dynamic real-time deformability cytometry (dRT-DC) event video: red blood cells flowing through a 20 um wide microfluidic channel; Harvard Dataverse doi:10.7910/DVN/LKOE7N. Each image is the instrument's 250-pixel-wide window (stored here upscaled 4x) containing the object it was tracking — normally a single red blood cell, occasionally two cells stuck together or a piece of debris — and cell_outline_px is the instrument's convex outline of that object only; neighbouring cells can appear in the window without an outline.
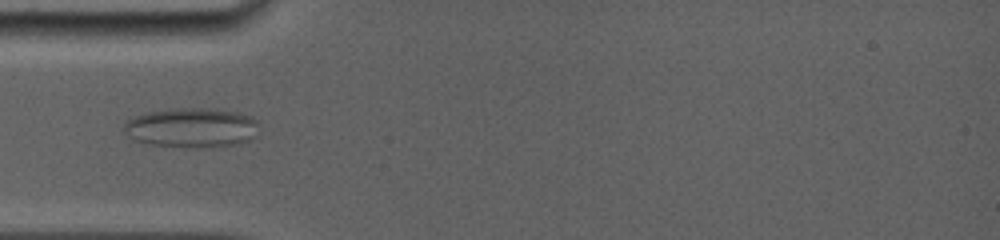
{"species": "common noctule bat (a hibernating species)", "species_latin": "Nyctalus noctula", "temperature_condition": "room temperature", "stored_images_in_passage": 32, "camera_frame_rate_fps": 5000, "um_per_image_px": 0.085, "animal": {"sex": "female", "body_mass_g": 19.0, "forearm_length_mm": 56.7}, "frame": {"image": 1, "passage_image": 1, "time_ms": 0.0, "image_size_px": [1000, 240], "cell_outline_px": [[260, 124], [256, 136], [252, 140], [236, 144], [204, 148], [192, 148], [152, 144], [132, 140], [124, 132], [124, 124], [128, 120], [136, 116], [148, 112], [180, 108], [216, 108], [236, 112], [252, 116]], "centroid_in_image_um": [16.35, 10.86], "position_along_channel_um": 68.7, "area_um2": 31.56}}
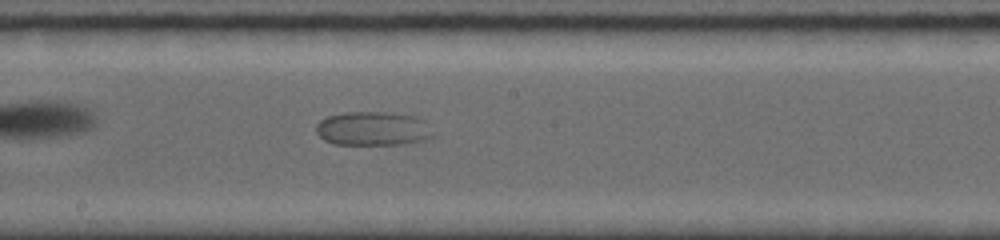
{"frame": {"image": 2, "passage_image": 12, "time_ms": 4.0, "image_size_px": [1000, 240], "cell_outline_px": [[436, 136], [424, 140], [400, 144], [332, 144], [324, 140], [316, 132], [316, 124], [320, 120], [328, 116], [344, 112], [384, 112], [416, 116], [424, 120], [436, 132]], "centroid_in_image_um": [31.74, 10.93], "position_along_channel_um": 216.5, "area_um2": 23.41}}
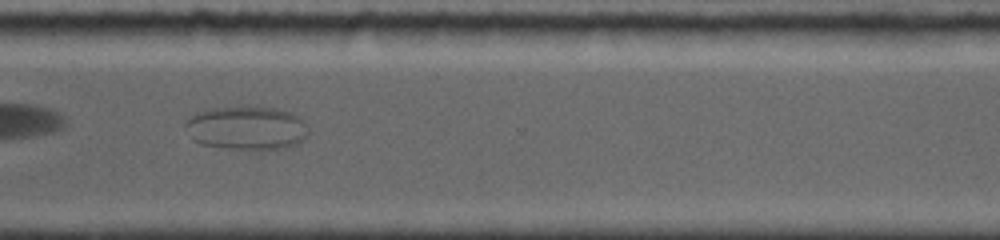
{"frame": {"image": 3, "passage_image": 29, "time_ms": 7.6, "image_size_px": [1000, 240], "cell_outline_px": [[308, 136], [296, 144], [280, 148], [232, 148], [200, 144], [192, 140], [184, 128], [184, 124], [192, 116], [200, 112], [212, 108], [276, 108], [292, 112], [300, 116], [304, 120], [308, 128]], "centroid_in_image_um": [20.98, 10.88], "position_along_channel_um": 349.6, "area_um2": 30.75}}